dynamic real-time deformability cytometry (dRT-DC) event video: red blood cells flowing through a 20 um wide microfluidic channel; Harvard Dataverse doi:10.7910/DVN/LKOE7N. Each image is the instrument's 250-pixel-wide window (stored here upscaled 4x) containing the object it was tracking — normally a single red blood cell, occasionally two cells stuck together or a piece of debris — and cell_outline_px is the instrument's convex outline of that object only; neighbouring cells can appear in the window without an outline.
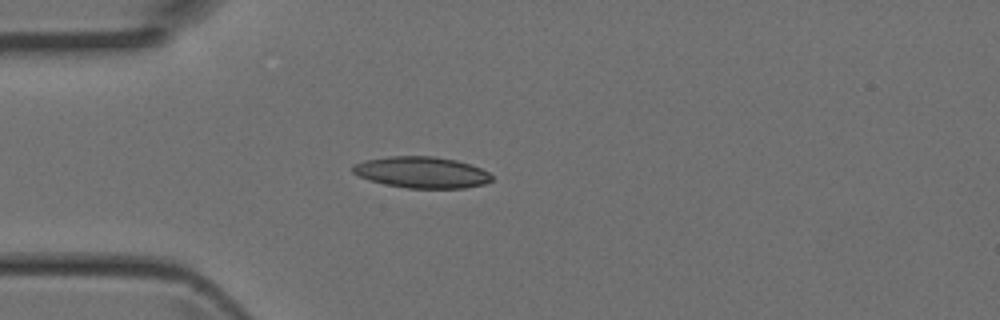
{"species": "Egyptian fruit bat (a non-hibernating species)", "species_latin": "Rousettus aegyptiacus", "temperature_condition": "room temperature", "stored_images_in_passage": 1, "camera_frame_rate_fps": 3000, "um_per_image_px": 0.085, "animal": {"sex": "female"}, "frame": {"image": 1, "passage_image": 1, "time_ms": 0.0, "image_size_px": [1000, 320], "cell_outline_px": [[492, 180], [484, 184], [464, 188], [408, 188], [384, 184], [368, 180], [352, 172], [352, 164], [364, 160], [388, 156], [432, 156], [456, 160], [480, 168], [488, 172], [492, 176]], "centroid_in_image_um": [35.81, 14.65], "position_along_channel_um": 49.2, "area_um2": 25.37}}